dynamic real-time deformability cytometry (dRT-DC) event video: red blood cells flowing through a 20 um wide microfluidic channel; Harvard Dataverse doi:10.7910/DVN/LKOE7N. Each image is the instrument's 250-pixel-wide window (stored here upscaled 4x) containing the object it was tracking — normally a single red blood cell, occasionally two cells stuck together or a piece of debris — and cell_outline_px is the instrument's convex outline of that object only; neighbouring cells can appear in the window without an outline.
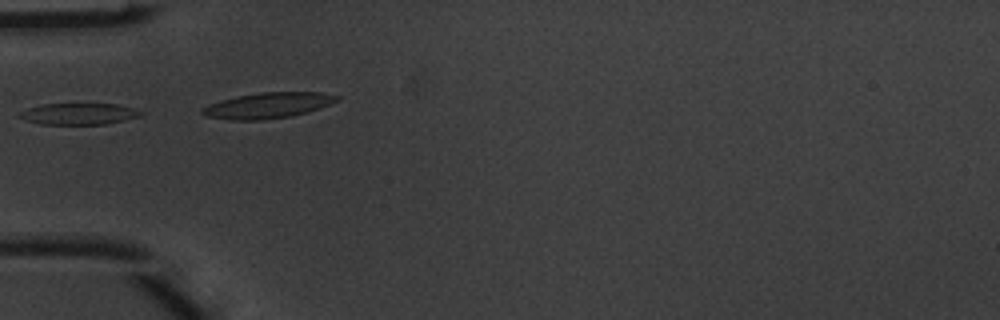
{"species": "common noctule bat (a hibernating species)", "species_latin": "Nyctalus noctula", "temperature_condition": "warm", "stored_images_in_passage": 1, "camera_frame_rate_fps": 3000, "um_per_image_px": 0.085, "animal": {"sex": "male", "body_mass_g": 20.1, "forearm_length_mm": 53.5}, "frame": {"image": 1, "passage_image": 1, "time_ms": 0.0, "image_size_px": [1000, 320], "cell_outline_px": [[144, 112], [140, 116], [124, 120], [104, 124], [40, 124], [24, 120], [16, 116], [20, 112], [28, 108], [40, 104], [116, 104], [132, 108]], "centroid_in_image_um": [6.64, 9.68], "position_along_channel_um": 78.4, "area_um2": 15.09}}